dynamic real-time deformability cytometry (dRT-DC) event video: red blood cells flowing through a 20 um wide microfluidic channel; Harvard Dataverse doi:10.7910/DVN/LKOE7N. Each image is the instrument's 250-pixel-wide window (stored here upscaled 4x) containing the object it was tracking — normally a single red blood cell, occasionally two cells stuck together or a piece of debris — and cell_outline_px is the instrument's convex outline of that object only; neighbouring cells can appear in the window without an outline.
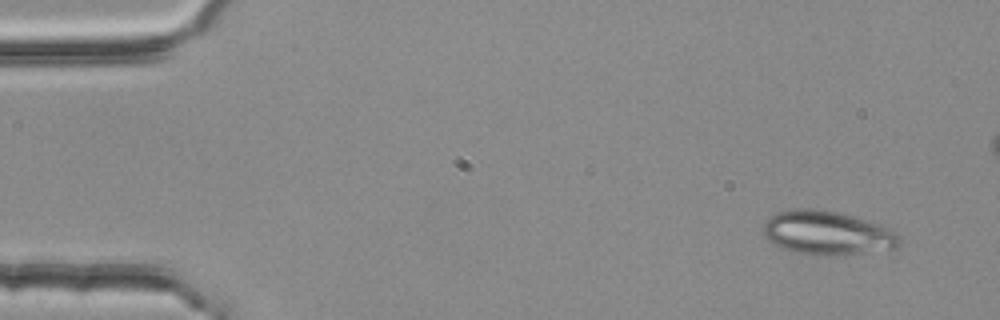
{"species": "common noctule bat (a hibernating species)", "species_latin": "Nyctalus noctula", "temperature_condition": "room temperature", "stored_images_in_passage": 4, "camera_frame_rate_fps": 3000, "um_per_image_px": 0.085, "animal": {"sex": "female", "body_mass_g": 25.1}, "frame": {"image": 1, "passage_image": 1, "time_ms": 0.0, "image_size_px": [1000, 320], "cell_outline_px": [[900, 244], [896, 248], [856, 252], [796, 252], [784, 248], [776, 244], [764, 232], [764, 220], [768, 216], [792, 208], [812, 208], [836, 212], [852, 216], [880, 224], [892, 228], [900, 236]], "centroid_in_image_um": [70.34, 19.72], "position_along_channel_um": 14.7, "area_um2": 33.35}}